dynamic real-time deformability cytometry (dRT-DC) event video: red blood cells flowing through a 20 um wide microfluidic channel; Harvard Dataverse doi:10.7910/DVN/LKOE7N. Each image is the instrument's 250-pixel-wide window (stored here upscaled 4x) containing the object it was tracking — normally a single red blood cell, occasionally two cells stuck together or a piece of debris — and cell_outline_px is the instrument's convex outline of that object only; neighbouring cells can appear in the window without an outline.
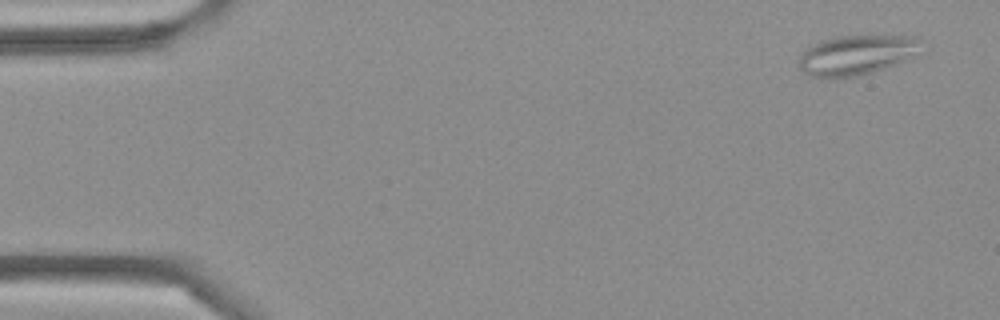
{"species": "Egyptian fruit bat (a non-hibernating species)", "species_latin": "Rousettus aegyptiacus", "temperature_condition": "cold", "stored_images_in_passage": 3, "camera_frame_rate_fps": 3000, "um_per_image_px": 0.085, "frame": {"image": 1, "passage_image": 1, "time_ms": 0.0, "image_size_px": [1000, 320], "cell_outline_px": [[928, 52], [920, 56], [860, 76], [840, 80], [820, 80], [804, 72], [800, 68], [800, 56], [804, 48], [820, 40], [832, 36], [872, 32], [916, 36], [920, 40]], "centroid_in_image_um": [72.93, 4.63], "position_along_channel_um": 12.1, "area_um2": 31.1}}